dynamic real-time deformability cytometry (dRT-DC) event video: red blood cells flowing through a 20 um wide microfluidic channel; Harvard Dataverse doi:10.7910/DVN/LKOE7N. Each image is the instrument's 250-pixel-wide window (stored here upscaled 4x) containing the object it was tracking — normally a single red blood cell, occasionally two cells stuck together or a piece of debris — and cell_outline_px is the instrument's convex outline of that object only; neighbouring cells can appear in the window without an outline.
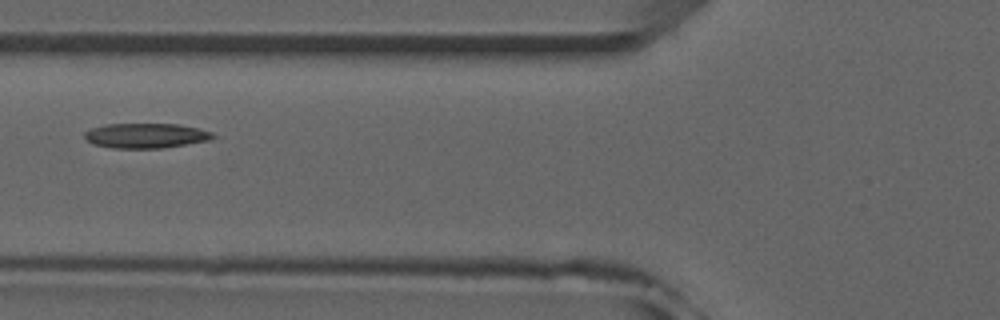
{"species": "common noctule bat (a hibernating species)", "species_latin": "Nyctalus noctula", "temperature_condition": "room temperature", "stored_images_in_passage": 33, "camera_frame_rate_fps": 3000, "um_per_image_px": 0.085, "animal": {"sex": "male", "forearm_length_mm": 52.5}, "frame": {"image": 1, "passage_image": 4, "time_ms": 1.0, "image_size_px": [1000, 320], "cell_outline_px": [[220, 136], [208, 140], [164, 148], [112, 148], [92, 144], [84, 136], [84, 132], [92, 128], [104, 124], [180, 124], [212, 132]], "centroid_in_image_um": [12.41, 11.53], "position_along_channel_um": 113.4, "area_um2": 18.67}}